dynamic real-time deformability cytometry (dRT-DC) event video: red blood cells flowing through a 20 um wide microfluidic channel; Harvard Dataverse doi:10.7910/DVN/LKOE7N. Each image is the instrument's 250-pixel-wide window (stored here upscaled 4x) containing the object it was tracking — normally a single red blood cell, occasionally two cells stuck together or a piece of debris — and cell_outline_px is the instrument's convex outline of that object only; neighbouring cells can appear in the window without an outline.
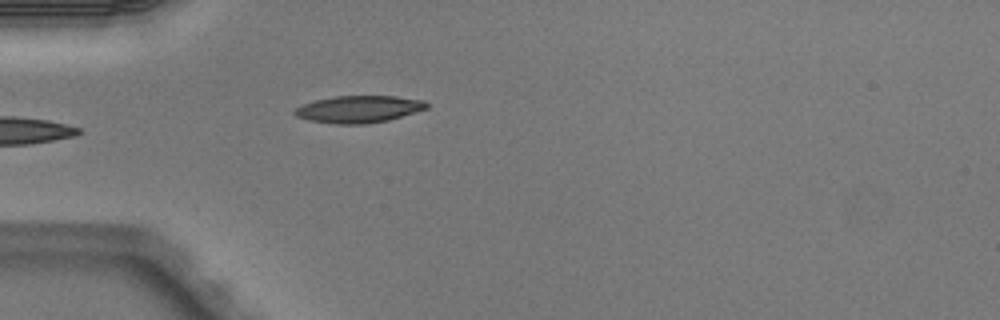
{"species": "Egyptian fruit bat (a non-hibernating species)", "species_latin": "Rousettus aegyptiacus", "temperature_condition": "warm", "stored_images_in_passage": 5, "camera_frame_rate_fps": 3000, "um_per_image_px": 0.085, "animal": {"sex": "male"}, "frame": {"image": 1, "passage_image": 5, "time_ms": 1.333, "image_size_px": [1000, 320], "cell_outline_px": [[428, 108], [388, 120], [364, 124], [336, 124], [308, 120], [296, 116], [292, 112], [296, 108], [304, 104], [316, 100], [336, 96], [396, 96], [424, 100], [428, 104]], "centroid_in_image_um": [30.5, 9.28], "position_along_channel_um": 54.5, "area_um2": 20.69}}